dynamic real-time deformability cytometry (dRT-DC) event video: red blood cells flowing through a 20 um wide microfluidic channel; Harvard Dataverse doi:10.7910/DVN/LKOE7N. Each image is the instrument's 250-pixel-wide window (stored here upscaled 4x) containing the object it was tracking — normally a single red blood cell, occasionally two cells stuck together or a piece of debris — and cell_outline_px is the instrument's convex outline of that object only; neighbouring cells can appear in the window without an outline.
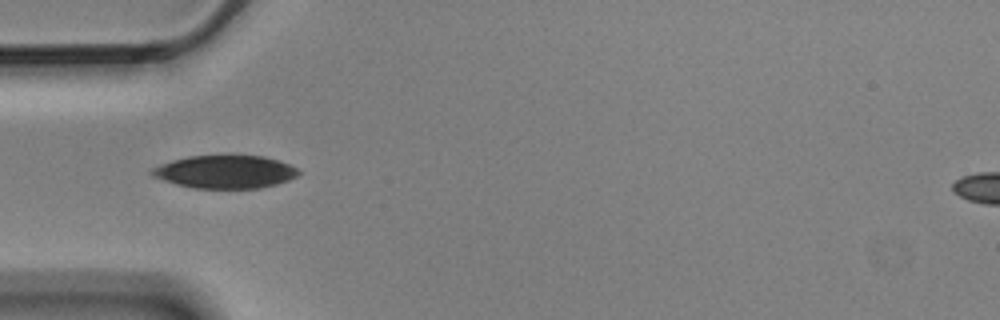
{"species": "Egyptian fruit bat (a non-hibernating species)", "species_latin": "Rousettus aegyptiacus", "temperature_condition": "cold", "stored_images_in_passage": 3, "camera_frame_rate_fps": 3000, "um_per_image_px": 0.085, "animal": {"sex": "male"}, "frame": {"image": 1, "passage_image": 1, "time_ms": 0.0, "image_size_px": [1000, 320], "cell_outline_px": [[300, 172], [296, 176], [288, 180], [276, 184], [260, 188], [192, 188], [176, 184], [152, 176], [148, 172], [152, 168], [160, 164], [172, 160], [188, 156], [264, 156], [288, 164], [296, 168]], "centroid_in_image_um": [19.09, 14.61], "position_along_channel_um": 65.9, "area_um2": 27.98}}
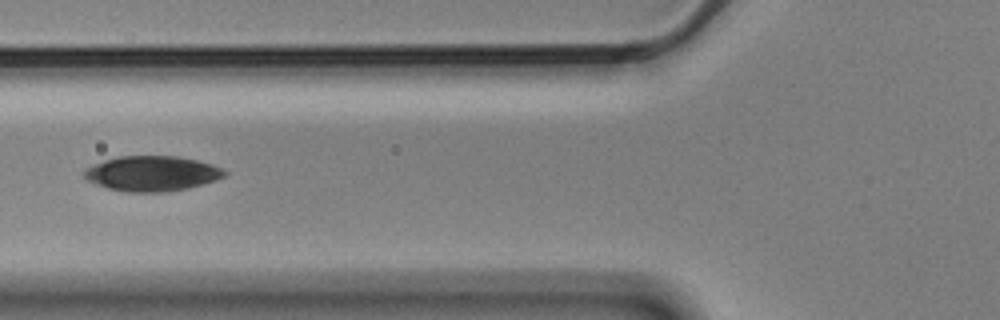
{"frame": {"image": 2, "passage_image": 2, "time_ms": 0.333, "image_size_px": [1000, 320], "cell_outline_px": [[228, 172], [224, 176], [216, 180], [188, 188], [164, 192], [128, 192], [108, 188], [96, 184], [88, 180], [84, 176], [84, 172], [88, 168], [104, 160], [120, 156], [176, 156], [196, 160], [212, 164]], "centroid_in_image_um": [12.94, 14.75], "position_along_channel_um": 112.9, "area_um2": 28.44}}
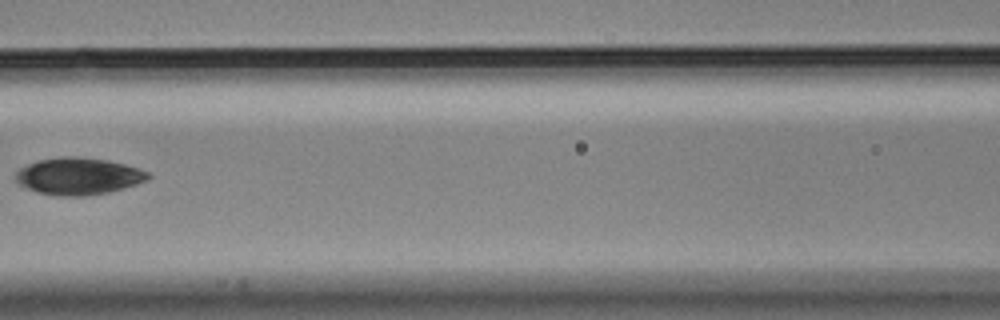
{"frame": {"image": 3, "passage_image": 3, "time_ms": 0.667, "image_size_px": [1000, 320], "cell_outline_px": [[152, 176], [148, 180], [136, 184], [108, 192], [84, 196], [60, 196], [36, 192], [20, 184], [16, 180], [16, 172], [20, 168], [28, 164], [40, 160], [64, 156], [80, 156], [108, 160], [124, 164], [148, 172]], "centroid_in_image_um": [6.67, 14.97], "position_along_channel_um": 159.9, "area_um2": 28.38}}